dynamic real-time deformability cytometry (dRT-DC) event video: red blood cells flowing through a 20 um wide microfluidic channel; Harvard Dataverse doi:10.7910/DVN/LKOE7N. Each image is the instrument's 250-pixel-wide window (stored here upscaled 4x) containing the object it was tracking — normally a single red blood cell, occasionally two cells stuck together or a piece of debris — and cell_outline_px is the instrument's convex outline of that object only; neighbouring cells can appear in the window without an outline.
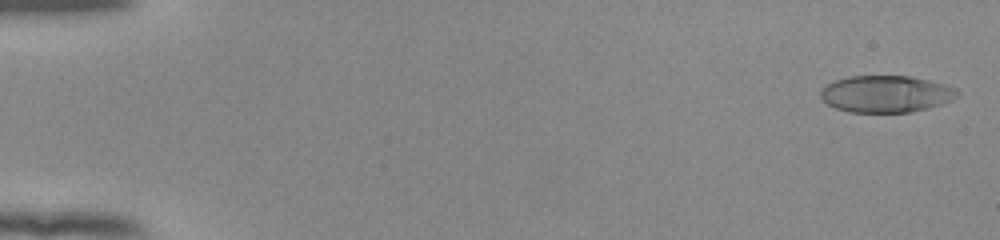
{"species": "human", "species_latin": "Homo sapiens", "temperature_condition": "room temperature", "stored_images_in_passage": 53, "camera_frame_rate_fps": 3000, "um_per_image_px": 0.085, "donor": {"sex": "female"}, "frame": {"image": 1, "passage_image": 2, "time_ms": 0.333, "image_size_px": [1000, 240], "cell_outline_px": [[960, 92], [956, 96], [940, 104], [928, 108], [908, 112], [848, 112], [836, 108], [828, 104], [820, 96], [820, 92], [828, 84], [836, 80], [848, 76], [908, 76], [928, 80], [944, 84], [956, 88]], "centroid_in_image_um": [75.3, 7.98], "position_along_channel_um": 9.7, "area_um2": 29.02}}
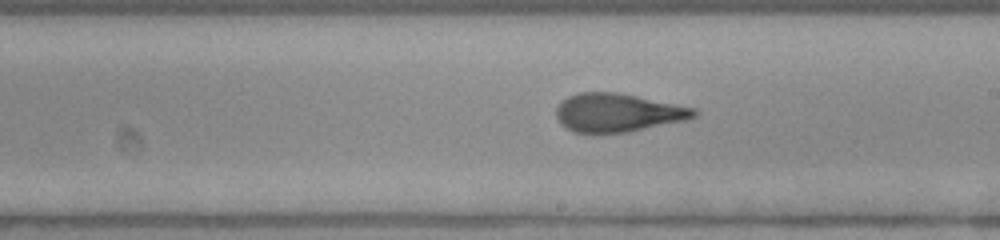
{"frame": {"image": 2, "passage_image": 32, "time_ms": 10.333, "image_size_px": [1000, 240], "cell_outline_px": [[700, 112], [696, 116], [684, 120], [628, 132], [572, 132], [560, 124], [556, 116], [556, 108], [560, 100], [568, 96], [580, 92], [616, 92], [696, 108]], "centroid_in_image_um": [52.48, 9.57], "position_along_channel_um": 236.5, "area_um2": 30.75}}
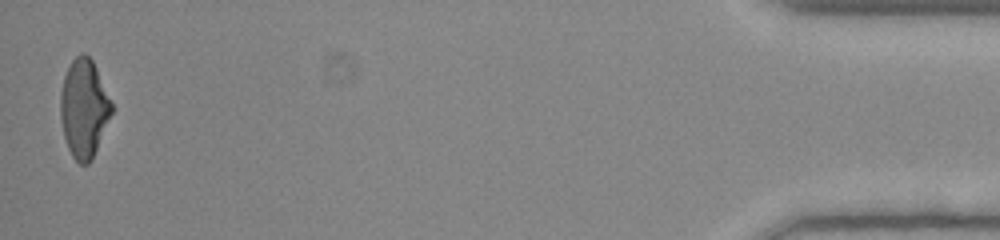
{"frame": {"image": 3, "passage_image": 53, "time_ms": 17.333, "image_size_px": [1000, 240], "cell_outline_px": [[112, 112], [92, 160], [88, 164], [80, 164], [72, 156], [68, 148], [64, 136], [60, 120], [60, 92], [64, 76], [72, 60], [80, 52], [84, 52], [92, 60], [96, 68], [112, 104]], "centroid_in_image_um": [7.11, 9.22], "position_along_channel_um": 428.1, "area_um2": 29.13}, "authors_computed_cell_mechanics": {"area_um2": 30.7496, "velocity_mm_per_s": 3.9369, "shape_relaxation_time_tau1_ms": 7.4616, "shape_relaxation_time_tau2_ms": 1.5179, "deformation_change_tau1": 0.2443, "deformation_change_tau2": 0.107}}